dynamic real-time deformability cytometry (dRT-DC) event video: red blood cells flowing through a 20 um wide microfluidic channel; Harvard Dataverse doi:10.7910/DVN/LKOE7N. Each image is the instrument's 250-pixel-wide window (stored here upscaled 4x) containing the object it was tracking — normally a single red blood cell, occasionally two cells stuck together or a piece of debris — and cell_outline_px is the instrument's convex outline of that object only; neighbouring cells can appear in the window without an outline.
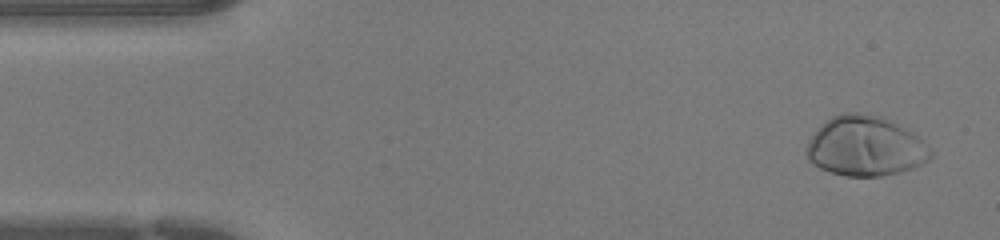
{"species": "human", "species_latin": "Homo sapiens", "temperature_condition": "warm", "stored_images_in_passage": 44, "camera_frame_rate_fps": 3000, "um_per_image_px": 0.085, "donor": {"sex": "female"}, "frame": {"image": 1, "passage_image": 2, "time_ms": 0.333, "image_size_px": [1000, 240], "cell_outline_px": [[936, 156], [912, 168], [900, 172], [880, 176], [844, 176], [820, 168], [812, 164], [808, 160], [804, 152], [804, 148], [808, 140], [816, 128], [824, 120], [840, 112], [860, 112], [884, 116], [912, 132], [924, 140], [936, 152]], "centroid_in_image_um": [73.55, 12.41], "position_along_channel_um": 11.4, "area_um2": 44.39}}
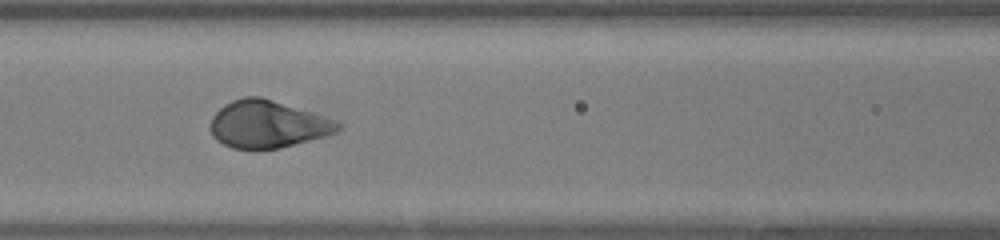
{"frame": {"image": 2, "passage_image": 18, "time_ms": 5.667, "image_size_px": [1000, 240], "cell_outline_px": [[344, 128], [336, 132], [324, 136], [280, 148], [232, 148], [216, 140], [212, 136], [208, 128], [208, 124], [212, 116], [224, 104], [232, 100], [244, 96], [260, 96], [324, 116], [336, 120], [344, 124]], "centroid_in_image_um": [22.73, 10.55], "position_along_channel_um": 143.9, "area_um2": 35.26}}
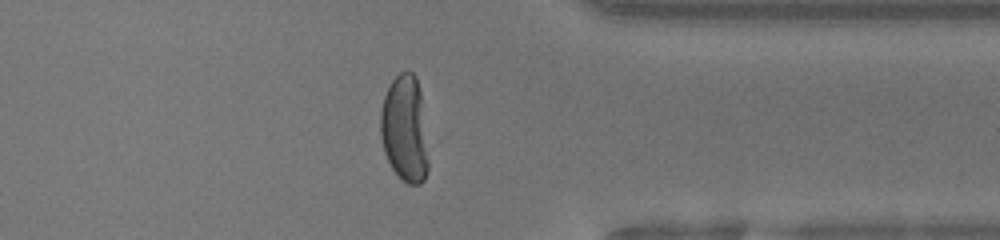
{"frame": {"image": 3, "passage_image": 34, "time_ms": 11.0, "image_size_px": [1000, 240], "cell_outline_px": [[428, 172], [424, 180], [420, 184], [408, 184], [392, 168], [384, 152], [380, 136], [380, 112], [384, 96], [392, 80], [400, 72], [412, 72], [416, 76], [420, 92], [428, 164]], "centroid_in_image_um": [34.38, 10.96], "position_along_channel_um": 377.0, "area_um2": 29.36}}